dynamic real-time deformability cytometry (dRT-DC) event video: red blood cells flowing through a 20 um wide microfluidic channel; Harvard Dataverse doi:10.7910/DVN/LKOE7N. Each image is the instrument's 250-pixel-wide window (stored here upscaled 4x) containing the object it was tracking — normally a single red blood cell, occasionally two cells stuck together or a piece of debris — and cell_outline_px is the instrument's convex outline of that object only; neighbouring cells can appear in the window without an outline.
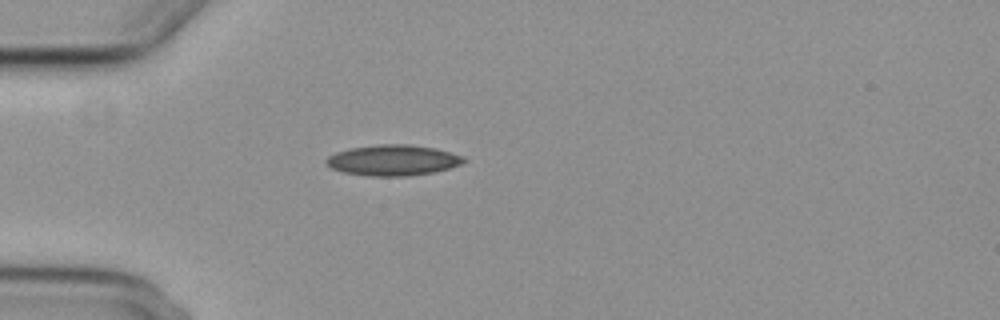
{"species": "common noctule bat (a hibernating species)", "species_latin": "Nyctalus noctula", "temperature_condition": "cold", "stored_images_in_passage": 6, "camera_frame_rate_fps": 3000, "um_per_image_px": 0.085, "animal": {"sex": "female", "body_mass_g": 29.2, "forearm_length_mm": 56.3}, "frame": {"image": 1, "passage_image": 4, "time_ms": 4.333, "image_size_px": [1000, 320], "cell_outline_px": [[468, 160], [464, 164], [436, 172], [408, 176], [368, 176], [344, 172], [332, 168], [324, 160], [328, 156], [336, 152], [352, 148], [380, 144], [408, 144], [436, 148], [464, 156]], "centroid_in_image_um": [33.47, 13.62], "position_along_channel_um": 51.5, "area_um2": 24.8}}
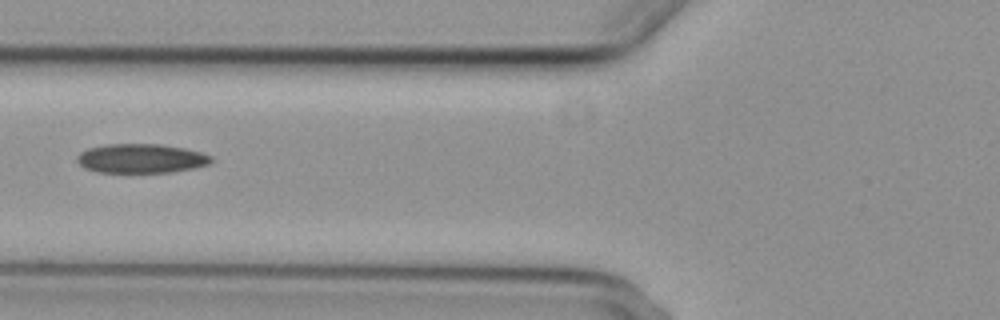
{"frame": {"image": 2, "passage_image": 6, "time_ms": 6.333, "image_size_px": [1000, 320], "cell_outline_px": [[212, 160], [208, 164], [192, 168], [172, 172], [96, 172], [84, 168], [76, 160], [76, 156], [80, 152], [88, 148], [104, 144], [160, 144], [184, 148], [200, 152], [212, 156]], "centroid_in_image_um": [11.95, 13.46], "position_along_channel_um": 113.9, "area_um2": 22.83}}